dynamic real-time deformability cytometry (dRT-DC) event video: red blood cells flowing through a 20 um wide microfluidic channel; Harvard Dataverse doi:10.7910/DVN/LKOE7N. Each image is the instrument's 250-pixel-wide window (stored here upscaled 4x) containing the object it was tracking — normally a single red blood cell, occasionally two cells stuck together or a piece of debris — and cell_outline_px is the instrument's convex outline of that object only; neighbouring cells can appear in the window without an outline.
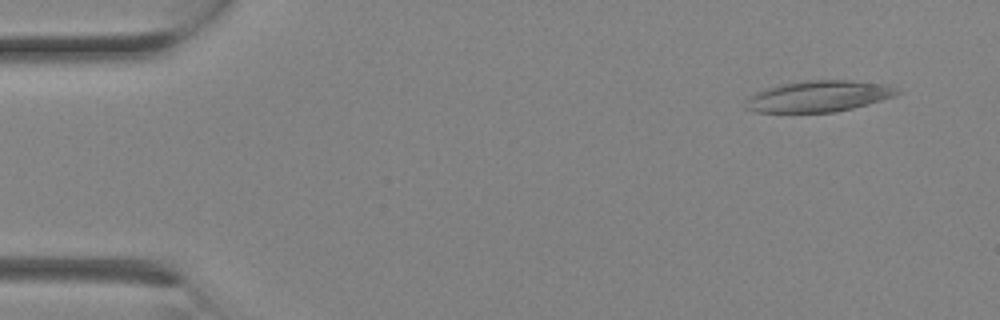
{"species": "Egyptian fruit bat (a non-hibernating species)", "species_latin": "Rousettus aegyptiacus", "temperature_condition": "room temperature", "stored_images_in_passage": 2, "camera_frame_rate_fps": 3000, "um_per_image_px": 0.085, "animal": {"sex": "female"}, "frame": {"image": 1, "passage_image": 1, "time_ms": 0.0, "image_size_px": [1000, 320], "cell_outline_px": [[904, 92], [868, 104], [836, 112], [756, 112], [744, 108], [744, 104], [748, 96], [756, 92], [768, 88], [784, 84], [808, 80], [848, 80], [888, 84]], "centroid_in_image_um": [69.58, 8.18], "position_along_channel_um": 15.4, "area_um2": 27.46}}